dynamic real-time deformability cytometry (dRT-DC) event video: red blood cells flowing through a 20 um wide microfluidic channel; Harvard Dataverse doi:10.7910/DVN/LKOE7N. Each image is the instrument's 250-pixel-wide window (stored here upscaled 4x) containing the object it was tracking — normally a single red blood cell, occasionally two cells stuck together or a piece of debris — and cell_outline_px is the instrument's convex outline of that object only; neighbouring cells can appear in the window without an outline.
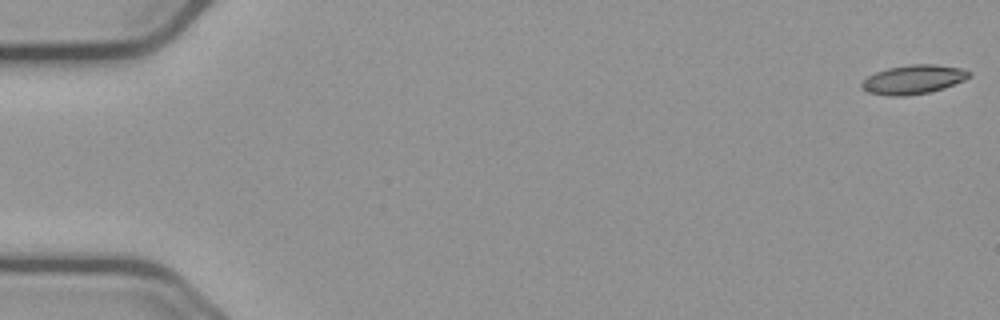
{"species": "common noctule bat (a hibernating species)", "species_latin": "Nyctalus noctula", "temperature_condition": "cold", "stored_images_in_passage": 14, "camera_frame_rate_fps": 3000, "um_per_image_px": 0.085, "animal": {"sex": "male", "body_mass_g": 23.1, "forearm_length_mm": 52.7}, "frame": {"image": 1, "passage_image": 1, "time_ms": 0.0, "image_size_px": [1000, 320], "cell_outline_px": [[972, 76], [964, 80], [944, 88], [928, 92], [904, 96], [888, 96], [868, 92], [860, 88], [860, 84], [868, 76], [876, 72], [888, 68], [908, 64], [936, 64], [960, 68], [972, 72]], "centroid_in_image_um": [77.63, 6.75], "position_along_channel_um": 7.4, "area_um2": 18.26}}